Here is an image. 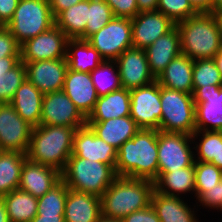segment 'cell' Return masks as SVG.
<instances>
[{
  "label": "cell",
  "mask_w": 222,
  "mask_h": 222,
  "mask_svg": "<svg viewBox=\"0 0 222 222\" xmlns=\"http://www.w3.org/2000/svg\"><path fill=\"white\" fill-rule=\"evenodd\" d=\"M158 130L140 129L117 150V176L147 179L158 178Z\"/></svg>",
  "instance_id": "1"
},
{
  "label": "cell",
  "mask_w": 222,
  "mask_h": 222,
  "mask_svg": "<svg viewBox=\"0 0 222 222\" xmlns=\"http://www.w3.org/2000/svg\"><path fill=\"white\" fill-rule=\"evenodd\" d=\"M154 182L118 176L101 198L102 216L122 220L128 214L148 207Z\"/></svg>",
  "instance_id": "2"
},
{
  "label": "cell",
  "mask_w": 222,
  "mask_h": 222,
  "mask_svg": "<svg viewBox=\"0 0 222 222\" xmlns=\"http://www.w3.org/2000/svg\"><path fill=\"white\" fill-rule=\"evenodd\" d=\"M77 128L39 125L33 127L26 156L29 160L62 172L72 153Z\"/></svg>",
  "instance_id": "3"
},
{
  "label": "cell",
  "mask_w": 222,
  "mask_h": 222,
  "mask_svg": "<svg viewBox=\"0 0 222 222\" xmlns=\"http://www.w3.org/2000/svg\"><path fill=\"white\" fill-rule=\"evenodd\" d=\"M175 25L182 54L192 60L214 58L222 48V34L213 13L199 12Z\"/></svg>",
  "instance_id": "4"
},
{
  "label": "cell",
  "mask_w": 222,
  "mask_h": 222,
  "mask_svg": "<svg viewBox=\"0 0 222 222\" xmlns=\"http://www.w3.org/2000/svg\"><path fill=\"white\" fill-rule=\"evenodd\" d=\"M115 165L71 155L61 172V179L74 191L101 197L117 178Z\"/></svg>",
  "instance_id": "5"
},
{
  "label": "cell",
  "mask_w": 222,
  "mask_h": 222,
  "mask_svg": "<svg viewBox=\"0 0 222 222\" xmlns=\"http://www.w3.org/2000/svg\"><path fill=\"white\" fill-rule=\"evenodd\" d=\"M53 26L55 18L49 0H19L12 20L6 25L20 45Z\"/></svg>",
  "instance_id": "6"
},
{
  "label": "cell",
  "mask_w": 222,
  "mask_h": 222,
  "mask_svg": "<svg viewBox=\"0 0 222 222\" xmlns=\"http://www.w3.org/2000/svg\"><path fill=\"white\" fill-rule=\"evenodd\" d=\"M160 130L192 135L196 131L195 103L192 94L160 86Z\"/></svg>",
  "instance_id": "7"
},
{
  "label": "cell",
  "mask_w": 222,
  "mask_h": 222,
  "mask_svg": "<svg viewBox=\"0 0 222 222\" xmlns=\"http://www.w3.org/2000/svg\"><path fill=\"white\" fill-rule=\"evenodd\" d=\"M192 143V135L158 130V172L192 166L195 162Z\"/></svg>",
  "instance_id": "8"
},
{
  "label": "cell",
  "mask_w": 222,
  "mask_h": 222,
  "mask_svg": "<svg viewBox=\"0 0 222 222\" xmlns=\"http://www.w3.org/2000/svg\"><path fill=\"white\" fill-rule=\"evenodd\" d=\"M104 60H116L132 45V22L129 18L114 17L86 40Z\"/></svg>",
  "instance_id": "9"
},
{
  "label": "cell",
  "mask_w": 222,
  "mask_h": 222,
  "mask_svg": "<svg viewBox=\"0 0 222 222\" xmlns=\"http://www.w3.org/2000/svg\"><path fill=\"white\" fill-rule=\"evenodd\" d=\"M130 117L140 129L160 130V84L154 82L130 90Z\"/></svg>",
  "instance_id": "10"
},
{
  "label": "cell",
  "mask_w": 222,
  "mask_h": 222,
  "mask_svg": "<svg viewBox=\"0 0 222 222\" xmlns=\"http://www.w3.org/2000/svg\"><path fill=\"white\" fill-rule=\"evenodd\" d=\"M69 38L56 25L21 44L20 61L25 63L66 58Z\"/></svg>",
  "instance_id": "11"
},
{
  "label": "cell",
  "mask_w": 222,
  "mask_h": 222,
  "mask_svg": "<svg viewBox=\"0 0 222 222\" xmlns=\"http://www.w3.org/2000/svg\"><path fill=\"white\" fill-rule=\"evenodd\" d=\"M33 126L23 120L10 102L0 103V146L3 151L26 154Z\"/></svg>",
  "instance_id": "12"
},
{
  "label": "cell",
  "mask_w": 222,
  "mask_h": 222,
  "mask_svg": "<svg viewBox=\"0 0 222 222\" xmlns=\"http://www.w3.org/2000/svg\"><path fill=\"white\" fill-rule=\"evenodd\" d=\"M86 124L87 119L62 90L44 94L40 125L80 128Z\"/></svg>",
  "instance_id": "13"
},
{
  "label": "cell",
  "mask_w": 222,
  "mask_h": 222,
  "mask_svg": "<svg viewBox=\"0 0 222 222\" xmlns=\"http://www.w3.org/2000/svg\"><path fill=\"white\" fill-rule=\"evenodd\" d=\"M196 130H222V85L193 87Z\"/></svg>",
  "instance_id": "14"
},
{
  "label": "cell",
  "mask_w": 222,
  "mask_h": 222,
  "mask_svg": "<svg viewBox=\"0 0 222 222\" xmlns=\"http://www.w3.org/2000/svg\"><path fill=\"white\" fill-rule=\"evenodd\" d=\"M115 61L122 88L131 90L156 80L150 71L145 49L128 48Z\"/></svg>",
  "instance_id": "15"
},
{
  "label": "cell",
  "mask_w": 222,
  "mask_h": 222,
  "mask_svg": "<svg viewBox=\"0 0 222 222\" xmlns=\"http://www.w3.org/2000/svg\"><path fill=\"white\" fill-rule=\"evenodd\" d=\"M27 79L43 94L61 91L68 70L66 58L25 63Z\"/></svg>",
  "instance_id": "16"
},
{
  "label": "cell",
  "mask_w": 222,
  "mask_h": 222,
  "mask_svg": "<svg viewBox=\"0 0 222 222\" xmlns=\"http://www.w3.org/2000/svg\"><path fill=\"white\" fill-rule=\"evenodd\" d=\"M131 22L132 45L140 49H146L175 26L174 22L159 11L140 12Z\"/></svg>",
  "instance_id": "17"
},
{
  "label": "cell",
  "mask_w": 222,
  "mask_h": 222,
  "mask_svg": "<svg viewBox=\"0 0 222 222\" xmlns=\"http://www.w3.org/2000/svg\"><path fill=\"white\" fill-rule=\"evenodd\" d=\"M71 155L116 165L117 149L96 136L89 125L76 129Z\"/></svg>",
  "instance_id": "18"
},
{
  "label": "cell",
  "mask_w": 222,
  "mask_h": 222,
  "mask_svg": "<svg viewBox=\"0 0 222 222\" xmlns=\"http://www.w3.org/2000/svg\"><path fill=\"white\" fill-rule=\"evenodd\" d=\"M62 91L87 119L99 97L91 80L90 73L72 71L68 68Z\"/></svg>",
  "instance_id": "19"
},
{
  "label": "cell",
  "mask_w": 222,
  "mask_h": 222,
  "mask_svg": "<svg viewBox=\"0 0 222 222\" xmlns=\"http://www.w3.org/2000/svg\"><path fill=\"white\" fill-rule=\"evenodd\" d=\"M61 180L57 169L25 159L21 171L19 190L41 197Z\"/></svg>",
  "instance_id": "20"
},
{
  "label": "cell",
  "mask_w": 222,
  "mask_h": 222,
  "mask_svg": "<svg viewBox=\"0 0 222 222\" xmlns=\"http://www.w3.org/2000/svg\"><path fill=\"white\" fill-rule=\"evenodd\" d=\"M151 73L157 78L166 66L180 54V34L176 25L145 49Z\"/></svg>",
  "instance_id": "21"
},
{
  "label": "cell",
  "mask_w": 222,
  "mask_h": 222,
  "mask_svg": "<svg viewBox=\"0 0 222 222\" xmlns=\"http://www.w3.org/2000/svg\"><path fill=\"white\" fill-rule=\"evenodd\" d=\"M101 216L99 196L68 189L64 222H97Z\"/></svg>",
  "instance_id": "22"
},
{
  "label": "cell",
  "mask_w": 222,
  "mask_h": 222,
  "mask_svg": "<svg viewBox=\"0 0 222 222\" xmlns=\"http://www.w3.org/2000/svg\"><path fill=\"white\" fill-rule=\"evenodd\" d=\"M151 206L160 222H199L196 208H190L188 203L179 196H169L153 190Z\"/></svg>",
  "instance_id": "23"
},
{
  "label": "cell",
  "mask_w": 222,
  "mask_h": 222,
  "mask_svg": "<svg viewBox=\"0 0 222 222\" xmlns=\"http://www.w3.org/2000/svg\"><path fill=\"white\" fill-rule=\"evenodd\" d=\"M193 64L194 60L186 55L180 54L166 66L156 78V81L160 86L192 94Z\"/></svg>",
  "instance_id": "24"
},
{
  "label": "cell",
  "mask_w": 222,
  "mask_h": 222,
  "mask_svg": "<svg viewBox=\"0 0 222 222\" xmlns=\"http://www.w3.org/2000/svg\"><path fill=\"white\" fill-rule=\"evenodd\" d=\"M96 136L117 150L140 130L130 116H123L101 122H87Z\"/></svg>",
  "instance_id": "25"
},
{
  "label": "cell",
  "mask_w": 222,
  "mask_h": 222,
  "mask_svg": "<svg viewBox=\"0 0 222 222\" xmlns=\"http://www.w3.org/2000/svg\"><path fill=\"white\" fill-rule=\"evenodd\" d=\"M43 96L44 94L26 78L10 103L23 120L36 127L40 125Z\"/></svg>",
  "instance_id": "26"
},
{
  "label": "cell",
  "mask_w": 222,
  "mask_h": 222,
  "mask_svg": "<svg viewBox=\"0 0 222 222\" xmlns=\"http://www.w3.org/2000/svg\"><path fill=\"white\" fill-rule=\"evenodd\" d=\"M130 90L121 88L99 96L87 122H101L113 118L130 116Z\"/></svg>",
  "instance_id": "27"
},
{
  "label": "cell",
  "mask_w": 222,
  "mask_h": 222,
  "mask_svg": "<svg viewBox=\"0 0 222 222\" xmlns=\"http://www.w3.org/2000/svg\"><path fill=\"white\" fill-rule=\"evenodd\" d=\"M154 189L164 195L179 196L194 193L195 196V169L192 166L181 168L173 172H158L154 181Z\"/></svg>",
  "instance_id": "28"
},
{
  "label": "cell",
  "mask_w": 222,
  "mask_h": 222,
  "mask_svg": "<svg viewBox=\"0 0 222 222\" xmlns=\"http://www.w3.org/2000/svg\"><path fill=\"white\" fill-rule=\"evenodd\" d=\"M66 60L70 70L90 73L104 59L86 40L69 39L67 42Z\"/></svg>",
  "instance_id": "29"
},
{
  "label": "cell",
  "mask_w": 222,
  "mask_h": 222,
  "mask_svg": "<svg viewBox=\"0 0 222 222\" xmlns=\"http://www.w3.org/2000/svg\"><path fill=\"white\" fill-rule=\"evenodd\" d=\"M196 138L199 140V142L195 141ZM192 140L194 141L193 145H196L194 146V150L196 151L194 152L196 153L194 154L195 161L210 162L222 170L221 131L196 130L192 134Z\"/></svg>",
  "instance_id": "30"
},
{
  "label": "cell",
  "mask_w": 222,
  "mask_h": 222,
  "mask_svg": "<svg viewBox=\"0 0 222 222\" xmlns=\"http://www.w3.org/2000/svg\"><path fill=\"white\" fill-rule=\"evenodd\" d=\"M89 15V0H82L76 5L63 10L56 18L55 25L69 39H79L86 29Z\"/></svg>",
  "instance_id": "31"
},
{
  "label": "cell",
  "mask_w": 222,
  "mask_h": 222,
  "mask_svg": "<svg viewBox=\"0 0 222 222\" xmlns=\"http://www.w3.org/2000/svg\"><path fill=\"white\" fill-rule=\"evenodd\" d=\"M10 222H31L37 215L38 198L22 190L2 196Z\"/></svg>",
  "instance_id": "32"
},
{
  "label": "cell",
  "mask_w": 222,
  "mask_h": 222,
  "mask_svg": "<svg viewBox=\"0 0 222 222\" xmlns=\"http://www.w3.org/2000/svg\"><path fill=\"white\" fill-rule=\"evenodd\" d=\"M26 158V154L21 152L4 151L0 155V197L19 188Z\"/></svg>",
  "instance_id": "33"
},
{
  "label": "cell",
  "mask_w": 222,
  "mask_h": 222,
  "mask_svg": "<svg viewBox=\"0 0 222 222\" xmlns=\"http://www.w3.org/2000/svg\"><path fill=\"white\" fill-rule=\"evenodd\" d=\"M90 76L98 96H104L122 88L115 60H103L90 72Z\"/></svg>",
  "instance_id": "34"
},
{
  "label": "cell",
  "mask_w": 222,
  "mask_h": 222,
  "mask_svg": "<svg viewBox=\"0 0 222 222\" xmlns=\"http://www.w3.org/2000/svg\"><path fill=\"white\" fill-rule=\"evenodd\" d=\"M68 189L61 179L46 194L39 197L37 215H64Z\"/></svg>",
  "instance_id": "35"
},
{
  "label": "cell",
  "mask_w": 222,
  "mask_h": 222,
  "mask_svg": "<svg viewBox=\"0 0 222 222\" xmlns=\"http://www.w3.org/2000/svg\"><path fill=\"white\" fill-rule=\"evenodd\" d=\"M114 17L113 11L105 0H89V15L85 33L79 39L87 40Z\"/></svg>",
  "instance_id": "36"
},
{
  "label": "cell",
  "mask_w": 222,
  "mask_h": 222,
  "mask_svg": "<svg viewBox=\"0 0 222 222\" xmlns=\"http://www.w3.org/2000/svg\"><path fill=\"white\" fill-rule=\"evenodd\" d=\"M196 200L205 192L222 181V170L210 162H194Z\"/></svg>",
  "instance_id": "37"
},
{
  "label": "cell",
  "mask_w": 222,
  "mask_h": 222,
  "mask_svg": "<svg viewBox=\"0 0 222 222\" xmlns=\"http://www.w3.org/2000/svg\"><path fill=\"white\" fill-rule=\"evenodd\" d=\"M222 85V76L214 58L197 59L193 64V87Z\"/></svg>",
  "instance_id": "38"
},
{
  "label": "cell",
  "mask_w": 222,
  "mask_h": 222,
  "mask_svg": "<svg viewBox=\"0 0 222 222\" xmlns=\"http://www.w3.org/2000/svg\"><path fill=\"white\" fill-rule=\"evenodd\" d=\"M26 78V67L21 61L2 75L0 78V103L11 102L16 90Z\"/></svg>",
  "instance_id": "39"
},
{
  "label": "cell",
  "mask_w": 222,
  "mask_h": 222,
  "mask_svg": "<svg viewBox=\"0 0 222 222\" xmlns=\"http://www.w3.org/2000/svg\"><path fill=\"white\" fill-rule=\"evenodd\" d=\"M157 11L175 24L199 13L189 0H158Z\"/></svg>",
  "instance_id": "40"
},
{
  "label": "cell",
  "mask_w": 222,
  "mask_h": 222,
  "mask_svg": "<svg viewBox=\"0 0 222 222\" xmlns=\"http://www.w3.org/2000/svg\"><path fill=\"white\" fill-rule=\"evenodd\" d=\"M21 45L6 26L0 28V58L20 57Z\"/></svg>",
  "instance_id": "41"
},
{
  "label": "cell",
  "mask_w": 222,
  "mask_h": 222,
  "mask_svg": "<svg viewBox=\"0 0 222 222\" xmlns=\"http://www.w3.org/2000/svg\"><path fill=\"white\" fill-rule=\"evenodd\" d=\"M115 17L134 18L138 13L137 0H105Z\"/></svg>",
  "instance_id": "42"
},
{
  "label": "cell",
  "mask_w": 222,
  "mask_h": 222,
  "mask_svg": "<svg viewBox=\"0 0 222 222\" xmlns=\"http://www.w3.org/2000/svg\"><path fill=\"white\" fill-rule=\"evenodd\" d=\"M204 208L222 211V181L216 184L209 191H205L197 200Z\"/></svg>",
  "instance_id": "43"
},
{
  "label": "cell",
  "mask_w": 222,
  "mask_h": 222,
  "mask_svg": "<svg viewBox=\"0 0 222 222\" xmlns=\"http://www.w3.org/2000/svg\"><path fill=\"white\" fill-rule=\"evenodd\" d=\"M122 222H160V219L150 204L146 208L128 214Z\"/></svg>",
  "instance_id": "44"
},
{
  "label": "cell",
  "mask_w": 222,
  "mask_h": 222,
  "mask_svg": "<svg viewBox=\"0 0 222 222\" xmlns=\"http://www.w3.org/2000/svg\"><path fill=\"white\" fill-rule=\"evenodd\" d=\"M19 0H0V24L6 26L13 18Z\"/></svg>",
  "instance_id": "45"
},
{
  "label": "cell",
  "mask_w": 222,
  "mask_h": 222,
  "mask_svg": "<svg viewBox=\"0 0 222 222\" xmlns=\"http://www.w3.org/2000/svg\"><path fill=\"white\" fill-rule=\"evenodd\" d=\"M82 0H49L50 8L54 18H56L63 10L76 5Z\"/></svg>",
  "instance_id": "46"
},
{
  "label": "cell",
  "mask_w": 222,
  "mask_h": 222,
  "mask_svg": "<svg viewBox=\"0 0 222 222\" xmlns=\"http://www.w3.org/2000/svg\"><path fill=\"white\" fill-rule=\"evenodd\" d=\"M20 62V57L0 58V78Z\"/></svg>",
  "instance_id": "47"
},
{
  "label": "cell",
  "mask_w": 222,
  "mask_h": 222,
  "mask_svg": "<svg viewBox=\"0 0 222 222\" xmlns=\"http://www.w3.org/2000/svg\"><path fill=\"white\" fill-rule=\"evenodd\" d=\"M158 0H137L139 13L157 11Z\"/></svg>",
  "instance_id": "48"
},
{
  "label": "cell",
  "mask_w": 222,
  "mask_h": 222,
  "mask_svg": "<svg viewBox=\"0 0 222 222\" xmlns=\"http://www.w3.org/2000/svg\"><path fill=\"white\" fill-rule=\"evenodd\" d=\"M198 12L211 13V0H189Z\"/></svg>",
  "instance_id": "49"
},
{
  "label": "cell",
  "mask_w": 222,
  "mask_h": 222,
  "mask_svg": "<svg viewBox=\"0 0 222 222\" xmlns=\"http://www.w3.org/2000/svg\"><path fill=\"white\" fill-rule=\"evenodd\" d=\"M31 222H64V215H36Z\"/></svg>",
  "instance_id": "50"
},
{
  "label": "cell",
  "mask_w": 222,
  "mask_h": 222,
  "mask_svg": "<svg viewBox=\"0 0 222 222\" xmlns=\"http://www.w3.org/2000/svg\"><path fill=\"white\" fill-rule=\"evenodd\" d=\"M0 222H10L6 205L2 197H0Z\"/></svg>",
  "instance_id": "51"
},
{
  "label": "cell",
  "mask_w": 222,
  "mask_h": 222,
  "mask_svg": "<svg viewBox=\"0 0 222 222\" xmlns=\"http://www.w3.org/2000/svg\"><path fill=\"white\" fill-rule=\"evenodd\" d=\"M214 60L218 66V70L222 76V48L220 51L215 55Z\"/></svg>",
  "instance_id": "52"
},
{
  "label": "cell",
  "mask_w": 222,
  "mask_h": 222,
  "mask_svg": "<svg viewBox=\"0 0 222 222\" xmlns=\"http://www.w3.org/2000/svg\"><path fill=\"white\" fill-rule=\"evenodd\" d=\"M222 9V0H211V13Z\"/></svg>",
  "instance_id": "53"
},
{
  "label": "cell",
  "mask_w": 222,
  "mask_h": 222,
  "mask_svg": "<svg viewBox=\"0 0 222 222\" xmlns=\"http://www.w3.org/2000/svg\"><path fill=\"white\" fill-rule=\"evenodd\" d=\"M213 14H214V16H215V18L218 22L219 29H220L221 34H222V9L214 12Z\"/></svg>",
  "instance_id": "54"
},
{
  "label": "cell",
  "mask_w": 222,
  "mask_h": 222,
  "mask_svg": "<svg viewBox=\"0 0 222 222\" xmlns=\"http://www.w3.org/2000/svg\"><path fill=\"white\" fill-rule=\"evenodd\" d=\"M97 222H122V220L101 216Z\"/></svg>",
  "instance_id": "55"
},
{
  "label": "cell",
  "mask_w": 222,
  "mask_h": 222,
  "mask_svg": "<svg viewBox=\"0 0 222 222\" xmlns=\"http://www.w3.org/2000/svg\"><path fill=\"white\" fill-rule=\"evenodd\" d=\"M4 151L2 150L1 146H0V155L3 153Z\"/></svg>",
  "instance_id": "56"
}]
</instances>
